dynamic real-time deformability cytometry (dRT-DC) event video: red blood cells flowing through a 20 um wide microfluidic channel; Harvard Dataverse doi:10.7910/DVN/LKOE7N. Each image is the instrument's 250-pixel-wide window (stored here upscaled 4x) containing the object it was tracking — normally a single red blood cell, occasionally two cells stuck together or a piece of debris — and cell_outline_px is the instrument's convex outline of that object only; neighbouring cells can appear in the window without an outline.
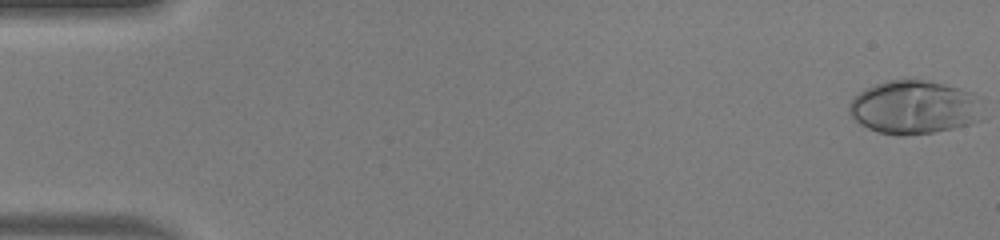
{"species": "human", "species_latin": "Homo sapiens", "temperature_condition": "warm", "stored_images_in_passage": 15, "camera_frame_rate_fps": 3000, "um_per_image_px": 0.085, "donor": {"sex": "male"}, "frame": {"image": 1, "passage_image": 1, "time_ms": 0.0, "image_size_px": [1000, 240], "cell_outline_px": [[984, 120], [952, 128], [932, 132], [904, 136], [896, 136], [880, 132], [868, 128], [860, 124], [848, 112], [848, 108], [852, 100], [864, 88], [888, 80], [928, 80], [944, 84], [972, 92], [980, 96], [984, 116]], "centroid_in_image_um": [77.77, 9.12], "position_along_channel_um": 7.2, "area_um2": 42.08}}
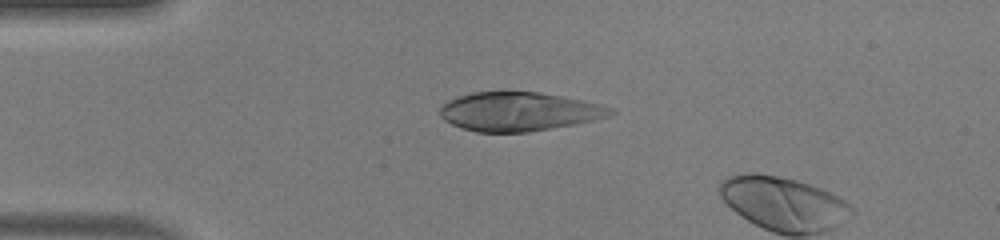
{"frame": {"image": 2, "passage_image": 13, "time_ms": 4.0, "image_size_px": [1000, 240], "cell_outline_px": [[616, 112], [608, 116], [576, 124], [528, 132], [476, 132], [452, 124], [444, 120], [440, 116], [440, 108], [448, 100], [472, 92], [540, 92], [580, 100], [612, 108]], "centroid_in_image_um": [44.08, 9.49], "position_along_channel_um": 40.9, "area_um2": 38.15}}